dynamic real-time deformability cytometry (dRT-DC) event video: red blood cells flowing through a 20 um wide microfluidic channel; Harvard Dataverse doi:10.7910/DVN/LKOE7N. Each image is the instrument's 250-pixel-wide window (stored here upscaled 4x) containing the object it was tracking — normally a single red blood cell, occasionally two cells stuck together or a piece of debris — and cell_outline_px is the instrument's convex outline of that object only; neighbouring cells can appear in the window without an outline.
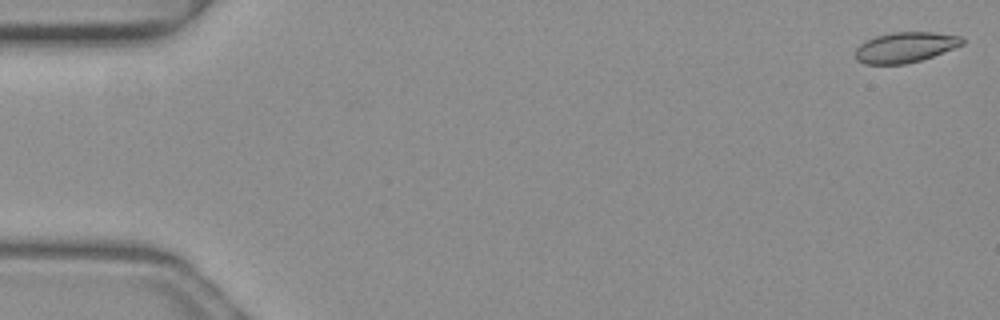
{"species": "common noctule bat (a hibernating species)", "species_latin": "Nyctalus noctula", "temperature_condition": "warm", "stored_images_in_passage": 15, "camera_frame_rate_fps": 3000, "um_per_image_px": 0.085, "animal": {"sex": "female", "body_mass_g": 19.3, "forearm_length_mm": 54.1}, "frame": {"image": 1, "passage_image": 1, "time_ms": 0.0, "image_size_px": [1000, 320], "cell_outline_px": [[964, 44], [932, 56], [920, 60], [904, 64], [864, 64], [856, 60], [856, 48], [860, 44], [876, 36], [892, 32], [932, 32], [960, 36], [964, 40]], "centroid_in_image_um": [76.93, 4.02], "position_along_channel_um": 8.1, "area_um2": 18.73}}
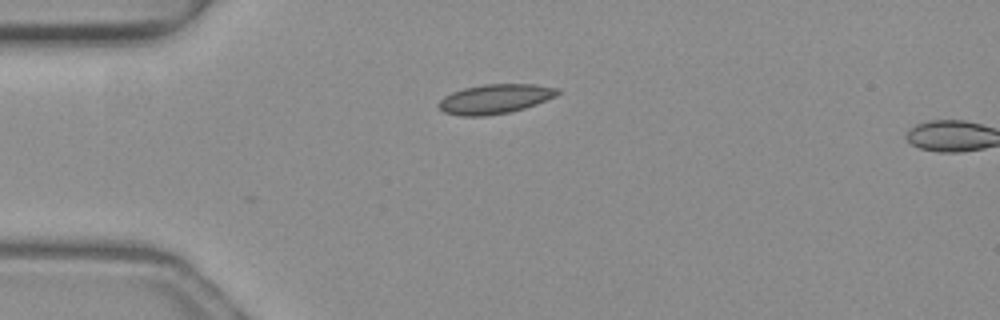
{"frame": {"image": 2, "passage_image": 13, "time_ms": 4.0, "image_size_px": [1000, 320], "cell_outline_px": [[560, 92], [556, 96], [536, 104], [524, 108], [508, 112], [484, 116], [460, 116], [444, 112], [436, 104], [444, 96], [452, 92], [464, 88], [484, 84], [536, 84], [556, 88]], "centroid_in_image_um": [42.05, 8.41], "position_along_channel_um": 43.0, "area_um2": 20.35}}